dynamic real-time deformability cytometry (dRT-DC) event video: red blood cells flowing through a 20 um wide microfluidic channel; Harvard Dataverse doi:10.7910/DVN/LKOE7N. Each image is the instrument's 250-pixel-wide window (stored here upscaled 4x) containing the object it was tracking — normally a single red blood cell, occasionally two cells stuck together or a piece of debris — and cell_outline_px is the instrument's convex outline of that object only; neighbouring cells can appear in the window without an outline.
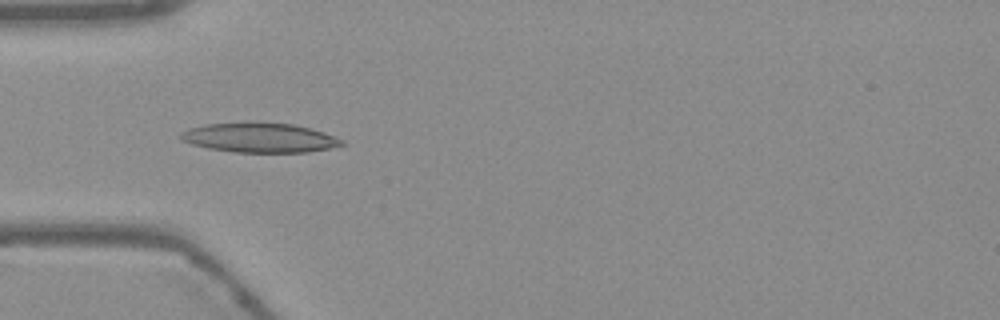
{"species": "Egyptian fruit bat (a non-hibernating species)", "species_latin": "Rousettus aegyptiacus", "temperature_condition": "warm", "stored_images_in_passage": 49, "camera_frame_rate_fps": 3000, "um_per_image_px": 0.085, "frame": {"image": 1, "passage_image": 12, "time_ms": 3.667, "image_size_px": [1000, 320], "cell_outline_px": [[344, 144], [328, 148], [308, 152], [232, 152], [208, 148], [192, 144], [180, 140], [180, 132], [188, 128], [204, 124], [244, 120], [256, 120], [292, 124], [324, 132], [336, 136], [344, 140]], "centroid_in_image_um": [22.0, 11.66], "position_along_channel_um": 63.0, "area_um2": 28.55}}
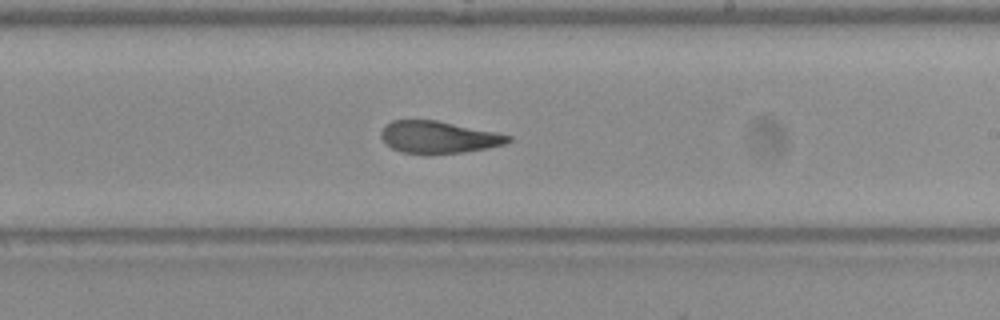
{"frame": {"image": 2, "passage_image": 27, "time_ms": 8.667, "image_size_px": [1000, 320], "cell_outline_px": [[512, 140], [504, 144], [488, 148], [464, 152], [428, 156], [400, 152], [392, 148], [380, 136], [380, 132], [384, 124], [392, 120], [436, 120], [496, 132], [512, 136]], "centroid_in_image_um": [37.25, 11.68], "position_along_channel_um": 251.8, "area_um2": 24.28}}
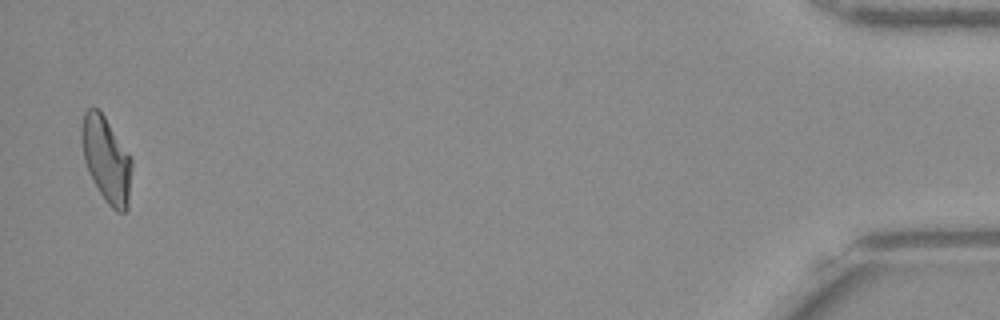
{"frame": {"image": 3, "passage_image": 48, "time_ms": 15.667, "image_size_px": [1000, 320], "cell_outline_px": [[132, 168], [128, 208], [124, 212], [116, 212], [104, 200], [88, 172], [84, 160], [80, 140], [80, 128], [84, 112], [88, 108], [96, 108], [104, 116], [132, 160]], "centroid_in_image_um": [9.02, 13.58], "position_along_channel_um": 426.2, "area_um2": 24.97}, "authors_computed_cell_mechanics": {"area_um2": 25.2008, "velocity_mm_per_s": 3.7827, "shape_relaxation_time_tau1_ms": null, "shape_relaxation_time_tau2_ms": 1.8908, "deformation_change_tau1": null, "deformation_change_tau2": 0.0861}}